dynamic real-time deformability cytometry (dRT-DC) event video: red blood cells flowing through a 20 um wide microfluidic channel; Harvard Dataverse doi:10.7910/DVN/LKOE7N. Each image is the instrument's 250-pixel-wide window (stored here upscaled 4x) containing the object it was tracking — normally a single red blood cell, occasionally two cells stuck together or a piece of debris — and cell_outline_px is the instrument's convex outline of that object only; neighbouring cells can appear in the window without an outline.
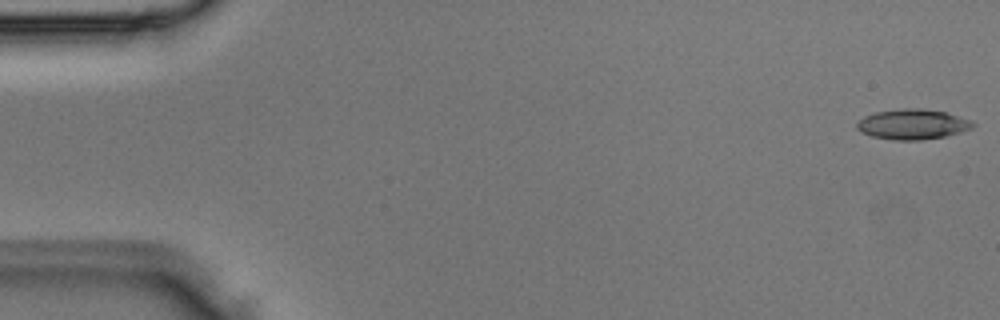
{"species": "Egyptian fruit bat (a non-hibernating species)", "species_latin": "Rousettus aegyptiacus", "temperature_condition": "room temperature", "stored_images_in_passage": 3, "camera_frame_rate_fps": 3000, "um_per_image_px": 0.085, "animal": {"sex": "male"}, "frame": {"image": 1, "passage_image": 1, "time_ms": 0.0, "image_size_px": [1000, 320], "cell_outline_px": [[976, 124], [972, 128], [948, 136], [920, 140], [896, 140], [872, 136], [860, 132], [856, 128], [856, 124], [864, 116], [876, 112], [900, 108], [924, 108], [944, 112], [972, 120]], "centroid_in_image_um": [77.58, 10.56], "position_along_channel_um": 7.4, "area_um2": 20.52}}